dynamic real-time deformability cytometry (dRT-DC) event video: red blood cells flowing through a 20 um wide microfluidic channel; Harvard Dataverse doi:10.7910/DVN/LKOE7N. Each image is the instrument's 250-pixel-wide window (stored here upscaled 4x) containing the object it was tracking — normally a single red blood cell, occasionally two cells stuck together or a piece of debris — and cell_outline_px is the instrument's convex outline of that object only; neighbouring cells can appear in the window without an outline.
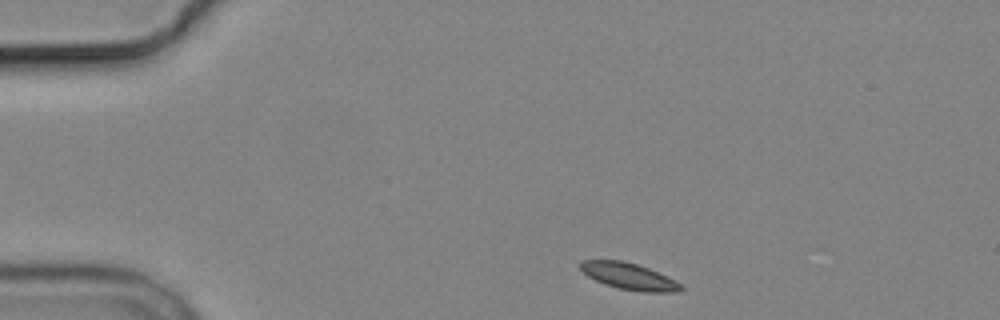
{"species": "common noctule bat (a hibernating species)", "species_latin": "Nyctalus noctula", "temperature_condition": "cold", "stored_images_in_passage": 4, "camera_frame_rate_fps": 3000, "um_per_image_px": 0.085, "animal": {"sex": "male", "body_mass_g": 19.2, "forearm_length_mm": 51.8}, "frame": {"image": 1, "passage_image": 1, "time_ms": 0.0, "image_size_px": [1000, 320], "cell_outline_px": [[684, 288], [680, 292], [640, 292], [620, 288], [604, 284], [588, 276], [580, 268], [580, 260], [624, 260], [648, 268], [676, 280], [684, 284]], "centroid_in_image_um": [53.52, 23.49], "position_along_channel_um": 31.5, "area_um2": 15.66}}
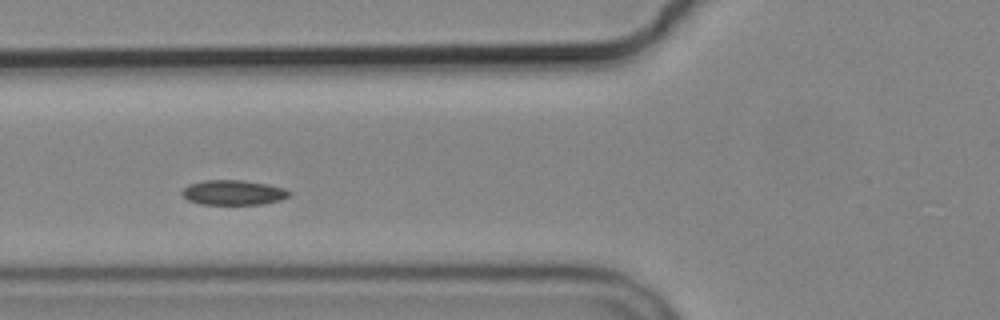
{"frame": {"image": 2, "passage_image": 4, "time_ms": 3.667, "image_size_px": [1000, 320], "cell_outline_px": [[292, 196], [280, 200], [264, 204], [200, 204], [188, 200], [180, 192], [188, 184], [204, 180], [240, 180], [268, 184], [284, 188], [292, 192]], "centroid_in_image_um": [19.86, 16.36], "position_along_channel_um": 105.9, "area_um2": 15.66}}